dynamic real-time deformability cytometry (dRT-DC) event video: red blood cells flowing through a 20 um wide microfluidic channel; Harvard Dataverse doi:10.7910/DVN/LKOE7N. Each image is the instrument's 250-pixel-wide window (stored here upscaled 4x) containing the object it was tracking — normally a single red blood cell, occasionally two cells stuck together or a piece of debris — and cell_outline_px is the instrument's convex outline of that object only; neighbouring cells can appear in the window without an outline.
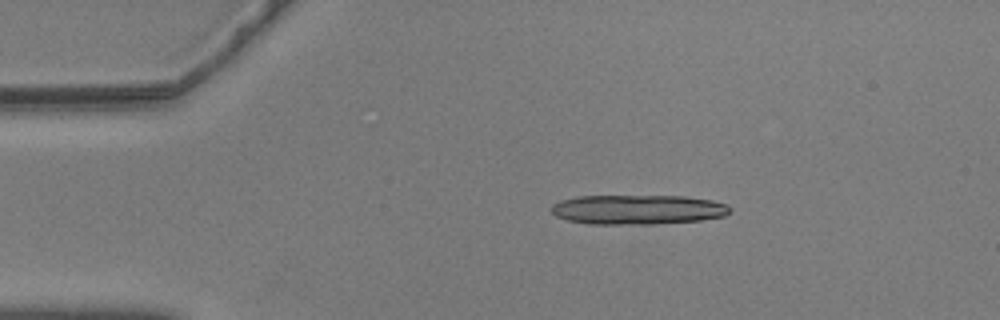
{"species": "common noctule bat (a hibernating species)", "species_latin": "Nyctalus noctula", "temperature_condition": "warm", "stored_images_in_passage": 49, "segment_of_instrument_passage": [1, 2], "camera_frame_rate_fps": 3000, "um_per_image_px": 0.085, "animal": {"sex": "male", "body_mass_g": 20.5, "forearm_length_mm": 52.5}, "frame": {"image": 1, "passage_image": 2, "time_ms": 0.333, "image_size_px": [1000, 320], "cell_outline_px": [[728, 212], [724, 216], [700, 220], [652, 224], [588, 224], [568, 220], [556, 216], [552, 212], [552, 204], [560, 200], [576, 196], [684, 196], [712, 200], [728, 204]], "centroid_in_image_um": [54.17, 17.81], "position_along_channel_um": 30.8, "area_um2": 30.81}}